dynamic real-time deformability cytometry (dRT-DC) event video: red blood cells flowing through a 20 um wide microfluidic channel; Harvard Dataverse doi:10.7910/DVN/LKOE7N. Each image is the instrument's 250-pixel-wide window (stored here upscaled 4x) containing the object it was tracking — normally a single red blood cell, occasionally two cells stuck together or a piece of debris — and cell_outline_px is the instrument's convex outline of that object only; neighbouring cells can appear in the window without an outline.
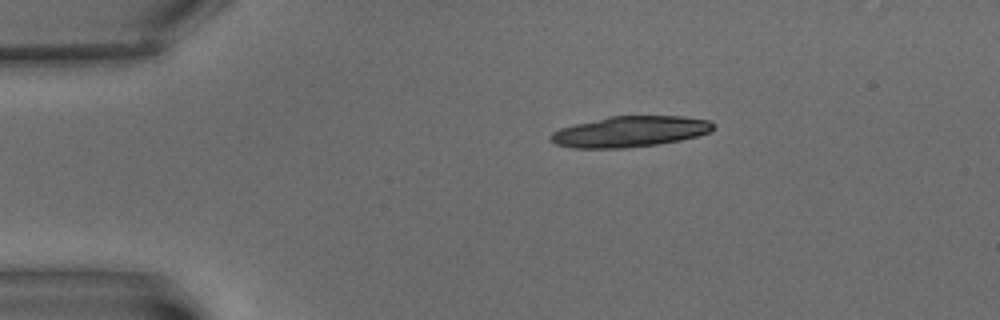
{"species": "common noctule bat (a hibernating species)", "species_latin": "Nyctalus noctula", "temperature_condition": "warm", "stored_images_in_passage": 4, "camera_frame_rate_fps": 3000, "um_per_image_px": 0.085, "animal": {"sex": "male", "body_mass_g": 15.6}, "frame": {"image": 1, "passage_image": 1, "time_ms": 0.0, "image_size_px": [1000, 320], "cell_outline_px": [[716, 128], [712, 132], [680, 140], [656, 144], [628, 148], [572, 148], [556, 144], [548, 136], [552, 132], [560, 128], [608, 116], [684, 116], [708, 120], [716, 124]], "centroid_in_image_um": [53.58, 11.18], "position_along_channel_um": 31.4, "area_um2": 29.3}}